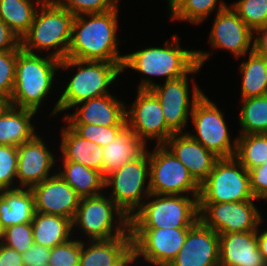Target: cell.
Masks as SVG:
<instances>
[{
  "instance_id": "1",
  "label": "cell",
  "mask_w": 267,
  "mask_h": 266,
  "mask_svg": "<svg viewBox=\"0 0 267 266\" xmlns=\"http://www.w3.org/2000/svg\"><path fill=\"white\" fill-rule=\"evenodd\" d=\"M179 37L173 34L166 40L164 47H146L124 55L122 72L132 69L144 75L138 89H152L157 83L152 77H165V81L178 79L187 75L197 64L203 67L206 60L211 57L208 51L189 50L182 48ZM149 76L150 78H145Z\"/></svg>"
},
{
  "instance_id": "2",
  "label": "cell",
  "mask_w": 267,
  "mask_h": 266,
  "mask_svg": "<svg viewBox=\"0 0 267 266\" xmlns=\"http://www.w3.org/2000/svg\"><path fill=\"white\" fill-rule=\"evenodd\" d=\"M119 8L104 13L75 16L66 58L122 64L118 50Z\"/></svg>"
},
{
  "instance_id": "3",
  "label": "cell",
  "mask_w": 267,
  "mask_h": 266,
  "mask_svg": "<svg viewBox=\"0 0 267 266\" xmlns=\"http://www.w3.org/2000/svg\"><path fill=\"white\" fill-rule=\"evenodd\" d=\"M77 70L69 79L62 94L50 113L56 116L75 105L103 95L111 94L109 87L122 72V64L105 61L77 60L65 58L60 61L59 69ZM77 68V69H76Z\"/></svg>"
},
{
  "instance_id": "4",
  "label": "cell",
  "mask_w": 267,
  "mask_h": 266,
  "mask_svg": "<svg viewBox=\"0 0 267 266\" xmlns=\"http://www.w3.org/2000/svg\"><path fill=\"white\" fill-rule=\"evenodd\" d=\"M74 18L56 0H45L38 8L29 31L21 38V49L31 54L45 51L60 61L65 59Z\"/></svg>"
},
{
  "instance_id": "5",
  "label": "cell",
  "mask_w": 267,
  "mask_h": 266,
  "mask_svg": "<svg viewBox=\"0 0 267 266\" xmlns=\"http://www.w3.org/2000/svg\"><path fill=\"white\" fill-rule=\"evenodd\" d=\"M17 50L15 83L10 98L11 106L39 111L51 93L60 60Z\"/></svg>"
},
{
  "instance_id": "6",
  "label": "cell",
  "mask_w": 267,
  "mask_h": 266,
  "mask_svg": "<svg viewBox=\"0 0 267 266\" xmlns=\"http://www.w3.org/2000/svg\"><path fill=\"white\" fill-rule=\"evenodd\" d=\"M198 220V196L150 194L129 218V228H191Z\"/></svg>"
},
{
  "instance_id": "7",
  "label": "cell",
  "mask_w": 267,
  "mask_h": 266,
  "mask_svg": "<svg viewBox=\"0 0 267 266\" xmlns=\"http://www.w3.org/2000/svg\"><path fill=\"white\" fill-rule=\"evenodd\" d=\"M74 227H79L90 241L131 236L129 217L105 193L80 198L72 220V231H75Z\"/></svg>"
},
{
  "instance_id": "8",
  "label": "cell",
  "mask_w": 267,
  "mask_h": 266,
  "mask_svg": "<svg viewBox=\"0 0 267 266\" xmlns=\"http://www.w3.org/2000/svg\"><path fill=\"white\" fill-rule=\"evenodd\" d=\"M148 178L150 165L147 149L136 159L108 174L104 180V192L106 188L111 189L109 197L130 218L150 195Z\"/></svg>"
},
{
  "instance_id": "9",
  "label": "cell",
  "mask_w": 267,
  "mask_h": 266,
  "mask_svg": "<svg viewBox=\"0 0 267 266\" xmlns=\"http://www.w3.org/2000/svg\"><path fill=\"white\" fill-rule=\"evenodd\" d=\"M247 200H257L250 190L249 172L235 156L219 158L208 177L200 184L198 203Z\"/></svg>"
},
{
  "instance_id": "10",
  "label": "cell",
  "mask_w": 267,
  "mask_h": 266,
  "mask_svg": "<svg viewBox=\"0 0 267 266\" xmlns=\"http://www.w3.org/2000/svg\"><path fill=\"white\" fill-rule=\"evenodd\" d=\"M191 120L196 133L187 132L219 158L233 157L237 150V137L231 140L224 112L204 93L194 104Z\"/></svg>"
},
{
  "instance_id": "11",
  "label": "cell",
  "mask_w": 267,
  "mask_h": 266,
  "mask_svg": "<svg viewBox=\"0 0 267 266\" xmlns=\"http://www.w3.org/2000/svg\"><path fill=\"white\" fill-rule=\"evenodd\" d=\"M150 194L199 196L200 185L165 145L149 151Z\"/></svg>"
},
{
  "instance_id": "12",
  "label": "cell",
  "mask_w": 267,
  "mask_h": 266,
  "mask_svg": "<svg viewBox=\"0 0 267 266\" xmlns=\"http://www.w3.org/2000/svg\"><path fill=\"white\" fill-rule=\"evenodd\" d=\"M202 67L197 64L187 75L178 79L157 83L151 90L157 96L165 122L174 133H183L192 114L194 104L204 93L193 79V90L189 92V74L196 75ZM192 93V97H190ZM191 98V99H190ZM190 99V100H189Z\"/></svg>"
},
{
  "instance_id": "13",
  "label": "cell",
  "mask_w": 267,
  "mask_h": 266,
  "mask_svg": "<svg viewBox=\"0 0 267 266\" xmlns=\"http://www.w3.org/2000/svg\"><path fill=\"white\" fill-rule=\"evenodd\" d=\"M254 202L198 203L199 220L218 234L257 230L263 216Z\"/></svg>"
},
{
  "instance_id": "14",
  "label": "cell",
  "mask_w": 267,
  "mask_h": 266,
  "mask_svg": "<svg viewBox=\"0 0 267 266\" xmlns=\"http://www.w3.org/2000/svg\"><path fill=\"white\" fill-rule=\"evenodd\" d=\"M190 228H129L138 260L153 266H169L183 247Z\"/></svg>"
},
{
  "instance_id": "15",
  "label": "cell",
  "mask_w": 267,
  "mask_h": 266,
  "mask_svg": "<svg viewBox=\"0 0 267 266\" xmlns=\"http://www.w3.org/2000/svg\"><path fill=\"white\" fill-rule=\"evenodd\" d=\"M126 126L147 146L148 140L164 145L174 132L167 126L160 102L151 89H137L136 100L125 110Z\"/></svg>"
},
{
  "instance_id": "16",
  "label": "cell",
  "mask_w": 267,
  "mask_h": 266,
  "mask_svg": "<svg viewBox=\"0 0 267 266\" xmlns=\"http://www.w3.org/2000/svg\"><path fill=\"white\" fill-rule=\"evenodd\" d=\"M254 37V32L236 11L228 6L215 14L208 43L214 49H226L233 57L242 58L254 51Z\"/></svg>"
},
{
  "instance_id": "17",
  "label": "cell",
  "mask_w": 267,
  "mask_h": 266,
  "mask_svg": "<svg viewBox=\"0 0 267 266\" xmlns=\"http://www.w3.org/2000/svg\"><path fill=\"white\" fill-rule=\"evenodd\" d=\"M45 143L37 134L32 140L17 146L16 188L31 189L56 173L50 174L56 162V156Z\"/></svg>"
},
{
  "instance_id": "18",
  "label": "cell",
  "mask_w": 267,
  "mask_h": 266,
  "mask_svg": "<svg viewBox=\"0 0 267 266\" xmlns=\"http://www.w3.org/2000/svg\"><path fill=\"white\" fill-rule=\"evenodd\" d=\"M35 212L59 215L73 220L80 197L58 172L31 188Z\"/></svg>"
},
{
  "instance_id": "19",
  "label": "cell",
  "mask_w": 267,
  "mask_h": 266,
  "mask_svg": "<svg viewBox=\"0 0 267 266\" xmlns=\"http://www.w3.org/2000/svg\"><path fill=\"white\" fill-rule=\"evenodd\" d=\"M169 266H219V234L198 220Z\"/></svg>"
},
{
  "instance_id": "20",
  "label": "cell",
  "mask_w": 267,
  "mask_h": 266,
  "mask_svg": "<svg viewBox=\"0 0 267 266\" xmlns=\"http://www.w3.org/2000/svg\"><path fill=\"white\" fill-rule=\"evenodd\" d=\"M74 107H77L75 112L62 116L66 124L126 126V103L112 94L88 99Z\"/></svg>"
},
{
  "instance_id": "21",
  "label": "cell",
  "mask_w": 267,
  "mask_h": 266,
  "mask_svg": "<svg viewBox=\"0 0 267 266\" xmlns=\"http://www.w3.org/2000/svg\"><path fill=\"white\" fill-rule=\"evenodd\" d=\"M188 169L200 185L210 174L219 157L193 139L187 131L174 133L164 144Z\"/></svg>"
},
{
  "instance_id": "22",
  "label": "cell",
  "mask_w": 267,
  "mask_h": 266,
  "mask_svg": "<svg viewBox=\"0 0 267 266\" xmlns=\"http://www.w3.org/2000/svg\"><path fill=\"white\" fill-rule=\"evenodd\" d=\"M219 266H267L257 241V230L219 234Z\"/></svg>"
},
{
  "instance_id": "23",
  "label": "cell",
  "mask_w": 267,
  "mask_h": 266,
  "mask_svg": "<svg viewBox=\"0 0 267 266\" xmlns=\"http://www.w3.org/2000/svg\"><path fill=\"white\" fill-rule=\"evenodd\" d=\"M64 126L60 129L61 145L59 146L63 157L59 159L83 164L103 174V147L82 138L69 125Z\"/></svg>"
},
{
  "instance_id": "24",
  "label": "cell",
  "mask_w": 267,
  "mask_h": 266,
  "mask_svg": "<svg viewBox=\"0 0 267 266\" xmlns=\"http://www.w3.org/2000/svg\"><path fill=\"white\" fill-rule=\"evenodd\" d=\"M34 213V195L30 188L0 190V222L4 229L31 223Z\"/></svg>"
},
{
  "instance_id": "25",
  "label": "cell",
  "mask_w": 267,
  "mask_h": 266,
  "mask_svg": "<svg viewBox=\"0 0 267 266\" xmlns=\"http://www.w3.org/2000/svg\"><path fill=\"white\" fill-rule=\"evenodd\" d=\"M87 241L81 240L79 266H113L132 248L131 236Z\"/></svg>"
},
{
  "instance_id": "26",
  "label": "cell",
  "mask_w": 267,
  "mask_h": 266,
  "mask_svg": "<svg viewBox=\"0 0 267 266\" xmlns=\"http://www.w3.org/2000/svg\"><path fill=\"white\" fill-rule=\"evenodd\" d=\"M146 149L147 146L139 140L133 131L125 126L116 138L102 149L103 177L105 178L122 165L136 159Z\"/></svg>"
},
{
  "instance_id": "27",
  "label": "cell",
  "mask_w": 267,
  "mask_h": 266,
  "mask_svg": "<svg viewBox=\"0 0 267 266\" xmlns=\"http://www.w3.org/2000/svg\"><path fill=\"white\" fill-rule=\"evenodd\" d=\"M38 112L9 106L0 116V145L20 146L36 135L33 116Z\"/></svg>"
},
{
  "instance_id": "28",
  "label": "cell",
  "mask_w": 267,
  "mask_h": 266,
  "mask_svg": "<svg viewBox=\"0 0 267 266\" xmlns=\"http://www.w3.org/2000/svg\"><path fill=\"white\" fill-rule=\"evenodd\" d=\"M31 224L34 244L51 249L73 238L72 220L63 216L35 212Z\"/></svg>"
},
{
  "instance_id": "29",
  "label": "cell",
  "mask_w": 267,
  "mask_h": 266,
  "mask_svg": "<svg viewBox=\"0 0 267 266\" xmlns=\"http://www.w3.org/2000/svg\"><path fill=\"white\" fill-rule=\"evenodd\" d=\"M60 166L63 169L57 170V172L80 198L93 197L103 193L105 178L101 172L72 161H62Z\"/></svg>"
},
{
  "instance_id": "30",
  "label": "cell",
  "mask_w": 267,
  "mask_h": 266,
  "mask_svg": "<svg viewBox=\"0 0 267 266\" xmlns=\"http://www.w3.org/2000/svg\"><path fill=\"white\" fill-rule=\"evenodd\" d=\"M45 0H0L1 20L20 38L29 31Z\"/></svg>"
},
{
  "instance_id": "31",
  "label": "cell",
  "mask_w": 267,
  "mask_h": 266,
  "mask_svg": "<svg viewBox=\"0 0 267 266\" xmlns=\"http://www.w3.org/2000/svg\"><path fill=\"white\" fill-rule=\"evenodd\" d=\"M240 65L242 73L241 98L247 99L267 94L266 58L255 51L246 55Z\"/></svg>"
},
{
  "instance_id": "32",
  "label": "cell",
  "mask_w": 267,
  "mask_h": 266,
  "mask_svg": "<svg viewBox=\"0 0 267 266\" xmlns=\"http://www.w3.org/2000/svg\"><path fill=\"white\" fill-rule=\"evenodd\" d=\"M220 1V2H219ZM172 0L169 6V19L186 21L192 25H199L213 13L218 6V11L227 8L229 5L223 0ZM219 2V3H218ZM218 3V4H217Z\"/></svg>"
},
{
  "instance_id": "33",
  "label": "cell",
  "mask_w": 267,
  "mask_h": 266,
  "mask_svg": "<svg viewBox=\"0 0 267 266\" xmlns=\"http://www.w3.org/2000/svg\"><path fill=\"white\" fill-rule=\"evenodd\" d=\"M242 100L239 135L267 134V94Z\"/></svg>"
},
{
  "instance_id": "34",
  "label": "cell",
  "mask_w": 267,
  "mask_h": 266,
  "mask_svg": "<svg viewBox=\"0 0 267 266\" xmlns=\"http://www.w3.org/2000/svg\"><path fill=\"white\" fill-rule=\"evenodd\" d=\"M235 157L247 171L264 164L267 161V134L237 136Z\"/></svg>"
},
{
  "instance_id": "35",
  "label": "cell",
  "mask_w": 267,
  "mask_h": 266,
  "mask_svg": "<svg viewBox=\"0 0 267 266\" xmlns=\"http://www.w3.org/2000/svg\"><path fill=\"white\" fill-rule=\"evenodd\" d=\"M230 6L253 32L267 25V0H238Z\"/></svg>"
},
{
  "instance_id": "36",
  "label": "cell",
  "mask_w": 267,
  "mask_h": 266,
  "mask_svg": "<svg viewBox=\"0 0 267 266\" xmlns=\"http://www.w3.org/2000/svg\"><path fill=\"white\" fill-rule=\"evenodd\" d=\"M82 138L104 147L113 141L125 126H99L97 124H68Z\"/></svg>"
},
{
  "instance_id": "37",
  "label": "cell",
  "mask_w": 267,
  "mask_h": 266,
  "mask_svg": "<svg viewBox=\"0 0 267 266\" xmlns=\"http://www.w3.org/2000/svg\"><path fill=\"white\" fill-rule=\"evenodd\" d=\"M74 16L104 13L118 8L120 0H56Z\"/></svg>"
},
{
  "instance_id": "38",
  "label": "cell",
  "mask_w": 267,
  "mask_h": 266,
  "mask_svg": "<svg viewBox=\"0 0 267 266\" xmlns=\"http://www.w3.org/2000/svg\"><path fill=\"white\" fill-rule=\"evenodd\" d=\"M17 146L0 145V190L15 189Z\"/></svg>"
},
{
  "instance_id": "39",
  "label": "cell",
  "mask_w": 267,
  "mask_h": 266,
  "mask_svg": "<svg viewBox=\"0 0 267 266\" xmlns=\"http://www.w3.org/2000/svg\"><path fill=\"white\" fill-rule=\"evenodd\" d=\"M81 255V240L71 238L50 250L48 264L50 266H79Z\"/></svg>"
},
{
  "instance_id": "40",
  "label": "cell",
  "mask_w": 267,
  "mask_h": 266,
  "mask_svg": "<svg viewBox=\"0 0 267 266\" xmlns=\"http://www.w3.org/2000/svg\"><path fill=\"white\" fill-rule=\"evenodd\" d=\"M17 50L0 51V97L9 99L15 83Z\"/></svg>"
},
{
  "instance_id": "41",
  "label": "cell",
  "mask_w": 267,
  "mask_h": 266,
  "mask_svg": "<svg viewBox=\"0 0 267 266\" xmlns=\"http://www.w3.org/2000/svg\"><path fill=\"white\" fill-rule=\"evenodd\" d=\"M3 244L23 253L34 244L31 223H23L7 227L4 231Z\"/></svg>"
},
{
  "instance_id": "42",
  "label": "cell",
  "mask_w": 267,
  "mask_h": 266,
  "mask_svg": "<svg viewBox=\"0 0 267 266\" xmlns=\"http://www.w3.org/2000/svg\"><path fill=\"white\" fill-rule=\"evenodd\" d=\"M248 172L253 197L267 200V164L250 169Z\"/></svg>"
},
{
  "instance_id": "43",
  "label": "cell",
  "mask_w": 267,
  "mask_h": 266,
  "mask_svg": "<svg viewBox=\"0 0 267 266\" xmlns=\"http://www.w3.org/2000/svg\"><path fill=\"white\" fill-rule=\"evenodd\" d=\"M50 248L33 244L30 248L22 253V258L25 266L34 264L48 263L50 257Z\"/></svg>"
},
{
  "instance_id": "44",
  "label": "cell",
  "mask_w": 267,
  "mask_h": 266,
  "mask_svg": "<svg viewBox=\"0 0 267 266\" xmlns=\"http://www.w3.org/2000/svg\"><path fill=\"white\" fill-rule=\"evenodd\" d=\"M20 48V38L0 18V51H13Z\"/></svg>"
},
{
  "instance_id": "45",
  "label": "cell",
  "mask_w": 267,
  "mask_h": 266,
  "mask_svg": "<svg viewBox=\"0 0 267 266\" xmlns=\"http://www.w3.org/2000/svg\"><path fill=\"white\" fill-rule=\"evenodd\" d=\"M0 266H25L22 253L14 248L0 244Z\"/></svg>"
},
{
  "instance_id": "46",
  "label": "cell",
  "mask_w": 267,
  "mask_h": 266,
  "mask_svg": "<svg viewBox=\"0 0 267 266\" xmlns=\"http://www.w3.org/2000/svg\"><path fill=\"white\" fill-rule=\"evenodd\" d=\"M254 51L262 57L267 58V25L254 32Z\"/></svg>"
},
{
  "instance_id": "47",
  "label": "cell",
  "mask_w": 267,
  "mask_h": 266,
  "mask_svg": "<svg viewBox=\"0 0 267 266\" xmlns=\"http://www.w3.org/2000/svg\"><path fill=\"white\" fill-rule=\"evenodd\" d=\"M259 230V231H258ZM261 229H257V241L259 251L264 258V261L267 263V229L261 231Z\"/></svg>"
},
{
  "instance_id": "48",
  "label": "cell",
  "mask_w": 267,
  "mask_h": 266,
  "mask_svg": "<svg viewBox=\"0 0 267 266\" xmlns=\"http://www.w3.org/2000/svg\"><path fill=\"white\" fill-rule=\"evenodd\" d=\"M138 258L136 252L132 247L116 264L113 266H131L135 262L137 263Z\"/></svg>"
},
{
  "instance_id": "49",
  "label": "cell",
  "mask_w": 267,
  "mask_h": 266,
  "mask_svg": "<svg viewBox=\"0 0 267 266\" xmlns=\"http://www.w3.org/2000/svg\"><path fill=\"white\" fill-rule=\"evenodd\" d=\"M10 100L0 97V116L4 113V111L10 106Z\"/></svg>"
},
{
  "instance_id": "50",
  "label": "cell",
  "mask_w": 267,
  "mask_h": 266,
  "mask_svg": "<svg viewBox=\"0 0 267 266\" xmlns=\"http://www.w3.org/2000/svg\"><path fill=\"white\" fill-rule=\"evenodd\" d=\"M4 231H5V229L3 228V226L0 222V244L3 243V241H4Z\"/></svg>"
},
{
  "instance_id": "51",
  "label": "cell",
  "mask_w": 267,
  "mask_h": 266,
  "mask_svg": "<svg viewBox=\"0 0 267 266\" xmlns=\"http://www.w3.org/2000/svg\"><path fill=\"white\" fill-rule=\"evenodd\" d=\"M31 266H50L48 263H44V264H34V265H31Z\"/></svg>"
},
{
  "instance_id": "52",
  "label": "cell",
  "mask_w": 267,
  "mask_h": 266,
  "mask_svg": "<svg viewBox=\"0 0 267 266\" xmlns=\"http://www.w3.org/2000/svg\"><path fill=\"white\" fill-rule=\"evenodd\" d=\"M266 78H267V58H266Z\"/></svg>"
}]
</instances>
